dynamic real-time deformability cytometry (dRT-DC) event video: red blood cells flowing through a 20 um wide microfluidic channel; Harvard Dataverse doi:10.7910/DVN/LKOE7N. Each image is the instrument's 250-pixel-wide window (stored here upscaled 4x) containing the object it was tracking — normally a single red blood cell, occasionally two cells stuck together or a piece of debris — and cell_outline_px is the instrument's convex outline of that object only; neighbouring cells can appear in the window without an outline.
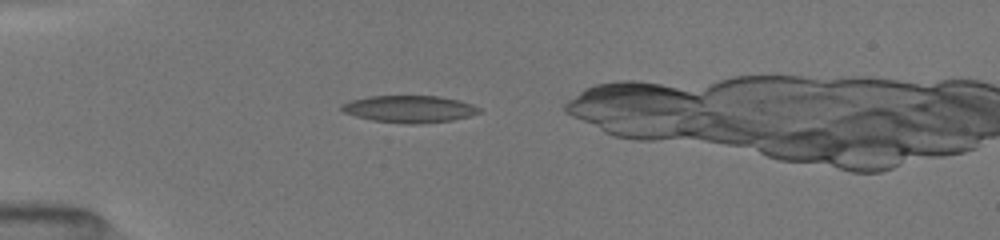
{"species": "common noctule bat (a hibernating species)", "species_latin": "Nyctalus noctula", "temperature_condition": "room temperature", "stored_images_in_passage": 34, "camera_frame_rate_fps": 3000, "um_per_image_px": 0.085, "animal": {"sex": "female", "body_mass_g": 19.5, "forearm_length_mm": 54.1}, "frame": {"image": 1, "passage_image": 4, "time_ms": 1.0, "image_size_px": [1000, 240], "cell_outline_px": [[480, 112], [468, 116], [452, 120], [420, 124], [408, 124], [372, 120], [356, 116], [344, 112], [340, 108], [340, 104], [352, 100], [368, 96], [440, 96], [460, 100], [472, 104], [480, 108]], "centroid_in_image_um": [34.79, 9.26], "position_along_channel_um": 50.2, "area_um2": 21.68}}
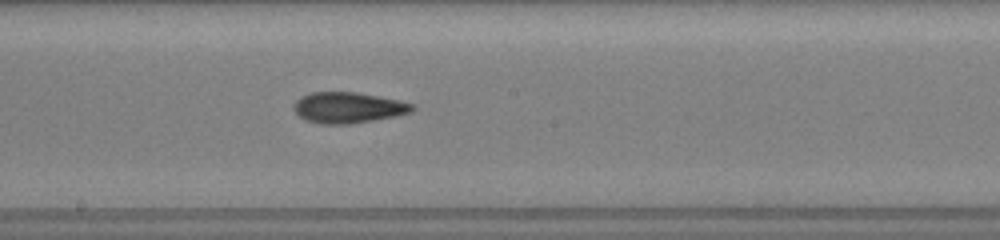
{"frame": {"image": 2, "passage_image": 18, "time_ms": 5.667, "image_size_px": [1000, 240], "cell_outline_px": [[416, 108], [412, 112], [396, 116], [348, 124], [320, 124], [304, 120], [292, 108], [292, 104], [296, 100], [312, 92], [356, 92], [380, 96], [400, 100], [416, 104]], "centroid_in_image_um": [29.62, 9.14], "position_along_channel_um": 218.6, "area_um2": 21.5}}
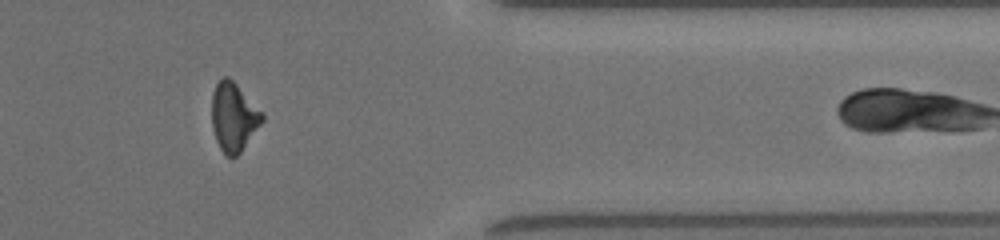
{"frame": {"image": 3, "passage_image": 32, "time_ms": 10.333, "image_size_px": [1000, 240], "cell_outline_px": [[264, 120], [240, 152], [236, 156], [228, 156], [220, 148], [216, 140], [212, 128], [212, 92], [216, 84], [224, 76], [228, 76], [236, 84], [264, 116]], "centroid_in_image_um": [19.83, 9.94], "position_along_channel_um": 391.6, "area_um2": 19.65}}